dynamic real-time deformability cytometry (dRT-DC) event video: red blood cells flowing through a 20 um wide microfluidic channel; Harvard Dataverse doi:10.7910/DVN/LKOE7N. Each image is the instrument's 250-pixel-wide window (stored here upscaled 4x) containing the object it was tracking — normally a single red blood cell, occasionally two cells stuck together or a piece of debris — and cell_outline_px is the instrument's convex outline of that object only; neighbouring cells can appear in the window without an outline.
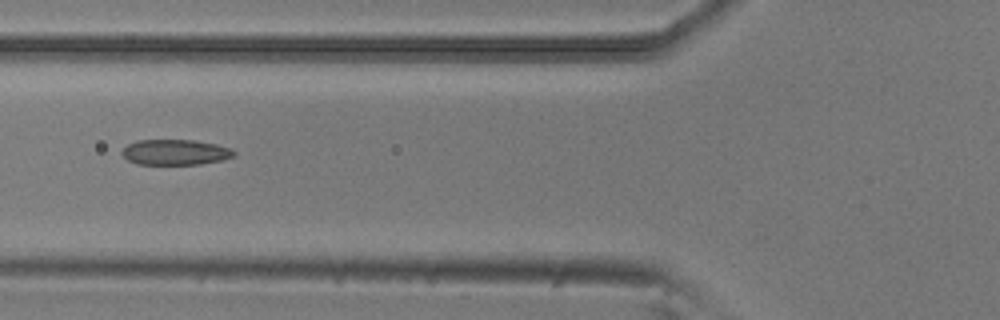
{"species": "common noctule bat (a hibernating species)", "species_latin": "Nyctalus noctula", "temperature_condition": "room temperature", "stored_images_in_passage": 8, "camera_frame_rate_fps": 3000, "um_per_image_px": 0.085, "animal": {"sex": "male", "body_mass_g": 20.5, "forearm_length_mm": 52.5}, "frame": {"image": 1, "passage_image": 5, "time_ms": 1.333, "image_size_px": [1000, 320], "cell_outline_px": [[236, 156], [220, 160], [200, 164], [136, 164], [128, 160], [120, 152], [128, 144], [136, 140], [196, 140], [216, 144], [232, 148], [236, 152]], "centroid_in_image_um": [14.92, 12.93], "position_along_channel_um": 110.9, "area_um2": 16.7}}
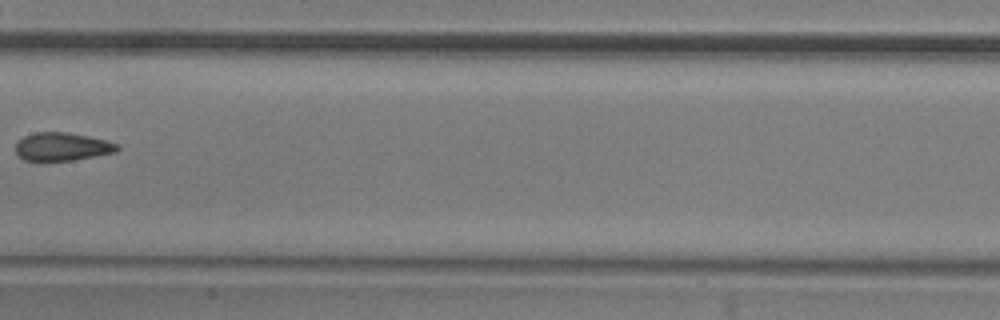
{"frame": {"image": 2, "passage_image": 7, "time_ms": 2.0, "image_size_px": [1000, 320], "cell_outline_px": [[120, 148], [116, 152], [72, 160], [40, 164], [24, 160], [16, 156], [16, 140], [24, 136], [36, 132], [64, 132], [88, 136], [120, 144]], "centroid_in_image_um": [5.2, 12.51], "position_along_channel_um": 202.2, "area_um2": 17.34}}
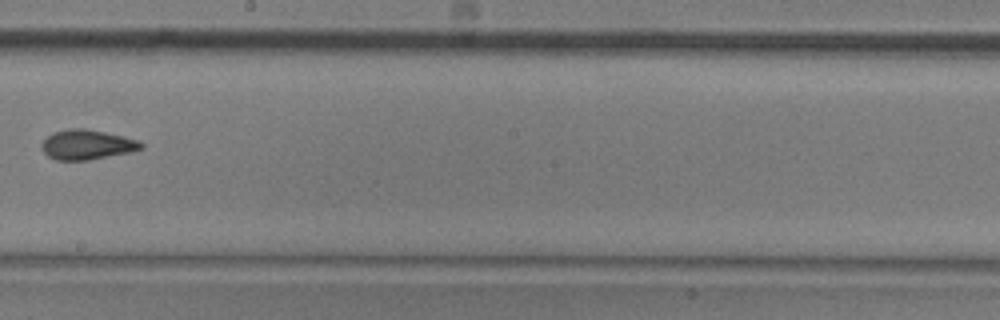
{"frame": {"image": 3, "passage_image": 8, "time_ms": 2.333, "image_size_px": [1000, 320], "cell_outline_px": [[144, 148], [132, 152], [88, 160], [56, 160], [48, 156], [40, 148], [40, 144], [52, 132], [72, 128], [84, 128], [104, 132], [140, 140], [144, 144]], "centroid_in_image_um": [7.4, 12.3], "position_along_channel_um": 240.8, "area_um2": 17.4}}